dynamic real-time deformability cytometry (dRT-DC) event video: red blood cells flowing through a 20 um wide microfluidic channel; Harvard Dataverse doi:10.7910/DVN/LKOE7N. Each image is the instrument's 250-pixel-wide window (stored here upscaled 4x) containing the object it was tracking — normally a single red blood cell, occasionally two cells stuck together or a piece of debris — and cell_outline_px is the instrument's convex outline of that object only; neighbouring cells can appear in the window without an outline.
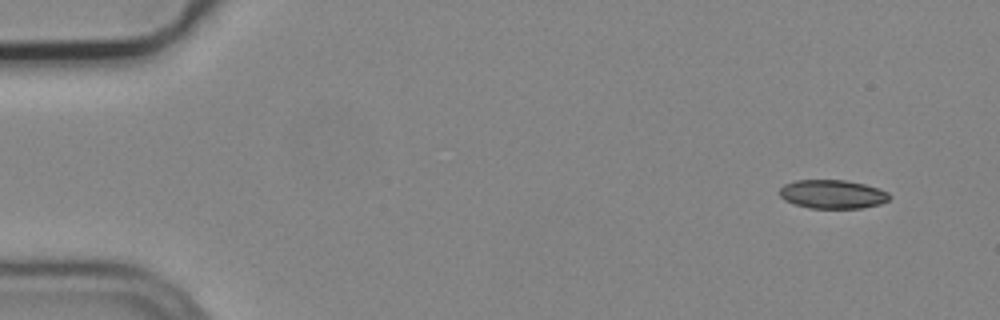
{"species": "common noctule bat (a hibernating species)", "species_latin": "Nyctalus noctula", "temperature_condition": "cold", "stored_images_in_passage": 6, "camera_frame_rate_fps": 3000, "um_per_image_px": 0.085, "animal": {"sex": "male", "body_mass_g": 19.2, "forearm_length_mm": 51.8}, "frame": {"image": 1, "passage_image": 1, "time_ms": 0.0, "image_size_px": [1000, 320], "cell_outline_px": [[888, 200], [880, 204], [860, 208], [808, 208], [784, 200], [780, 196], [780, 188], [784, 184], [796, 180], [844, 180], [864, 184], [888, 192]], "centroid_in_image_um": [70.72, 16.51], "position_along_channel_um": 14.3, "area_um2": 18.21}}
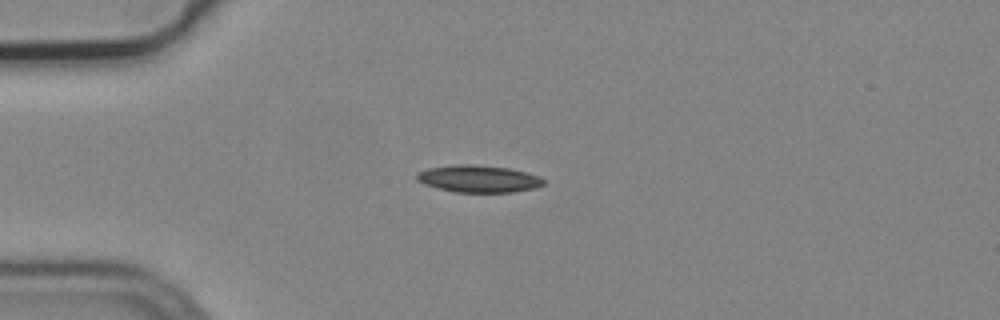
{"frame": {"image": 2, "passage_image": 4, "time_ms": 1.0, "image_size_px": [1000, 320], "cell_outline_px": [[544, 184], [536, 188], [512, 192], [456, 192], [424, 184], [416, 180], [416, 172], [428, 168], [452, 164], [468, 164], [508, 168], [528, 172], [540, 176], [544, 180]], "centroid_in_image_um": [40.67, 15.19], "position_along_channel_um": 44.3, "area_um2": 20.11}}
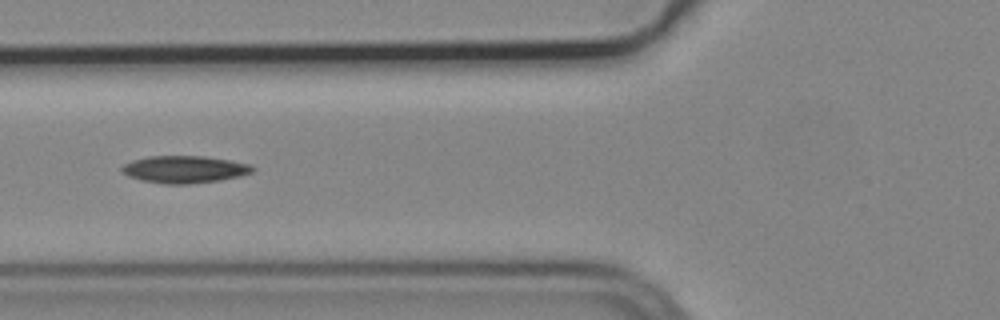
{"frame": {"image": 3, "passage_image": 6, "time_ms": 1.667, "image_size_px": [1000, 320], "cell_outline_px": [[256, 168], [252, 172], [240, 176], [220, 180], [188, 184], [164, 184], [140, 180], [128, 176], [120, 168], [124, 164], [132, 160], [148, 156], [204, 156], [228, 160], [248, 164]], "centroid_in_image_um": [15.66, 14.4], "position_along_channel_um": 110.1, "area_um2": 20.69}}